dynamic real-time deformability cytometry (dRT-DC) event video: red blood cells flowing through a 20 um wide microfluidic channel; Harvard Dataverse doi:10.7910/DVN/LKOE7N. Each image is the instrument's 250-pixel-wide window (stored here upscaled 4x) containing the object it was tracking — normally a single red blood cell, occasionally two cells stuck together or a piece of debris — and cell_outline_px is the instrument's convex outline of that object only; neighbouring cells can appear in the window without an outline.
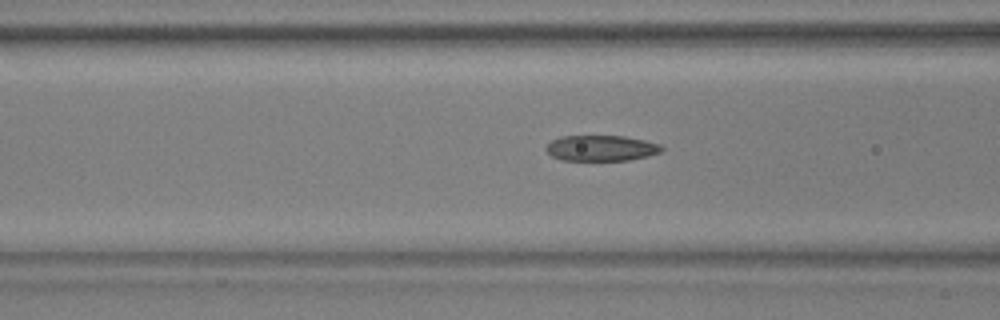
{"species": "common noctule bat (a hibernating species)", "species_latin": "Nyctalus noctula", "temperature_condition": "warm", "stored_images_in_passage": 28, "camera_frame_rate_fps": 3000, "um_per_image_px": 0.085, "animal": {"sex": "male", "body_mass_g": 17.9, "forearm_length_mm": 54.2}, "frame": {"image": 1, "passage_image": 13, "time_ms": 4.0, "image_size_px": [1000, 320], "cell_outline_px": [[664, 148], [660, 152], [648, 156], [628, 160], [560, 160], [552, 156], [544, 148], [552, 140], [560, 136], [624, 136], [644, 140], [660, 144]], "centroid_in_image_um": [51.09, 12.59], "position_along_channel_um": 115.5, "area_um2": 17.28}}
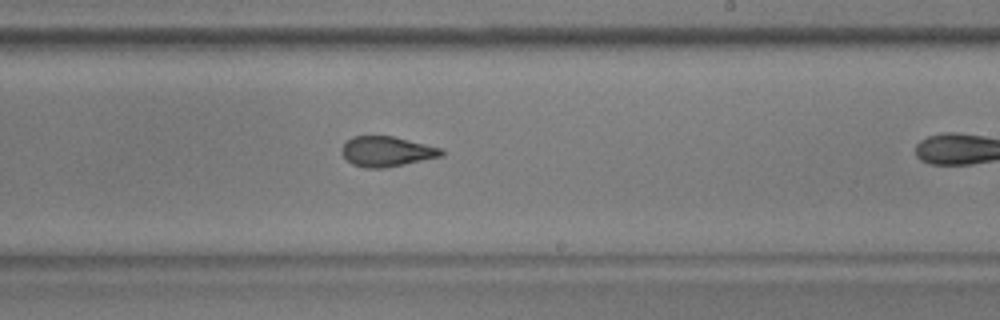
{"frame": {"image": 2, "passage_image": 24, "time_ms": 7.667, "image_size_px": [1000, 320], "cell_outline_px": [[444, 156], [384, 168], [364, 168], [352, 164], [340, 152], [340, 148], [352, 136], [392, 136], [444, 148]], "centroid_in_image_um": [32.89, 12.87], "position_along_channel_um": 256.1, "area_um2": 17.63}}